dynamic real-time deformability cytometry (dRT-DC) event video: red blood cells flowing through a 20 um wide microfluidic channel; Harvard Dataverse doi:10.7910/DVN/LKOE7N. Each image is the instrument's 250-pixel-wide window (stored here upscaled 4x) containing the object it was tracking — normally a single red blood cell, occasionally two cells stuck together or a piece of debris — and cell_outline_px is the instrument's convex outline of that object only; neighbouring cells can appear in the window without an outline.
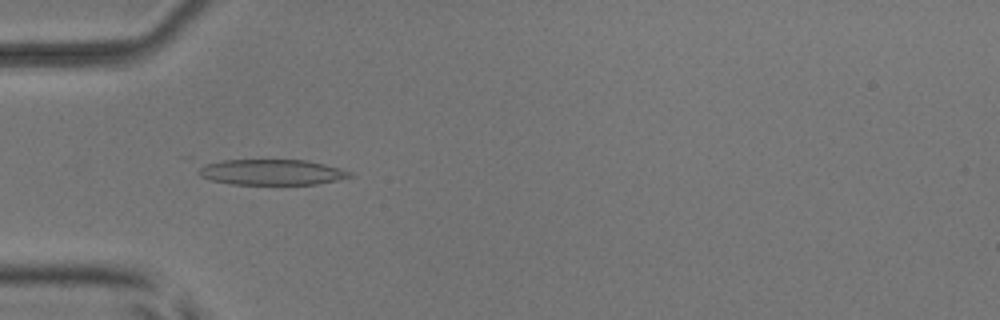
{"species": "common noctule bat (a hibernating species)", "species_latin": "Nyctalus noctula", "temperature_condition": "room temperature", "stored_images_in_passage": 53, "camera_frame_rate_fps": 3000, "um_per_image_px": 0.085, "animal": {"sex": "male", "body_mass_g": 17.9, "forearm_length_mm": 54.2}, "frame": {"image": 1, "passage_image": 17, "time_ms": 5.333, "image_size_px": [1000, 320], "cell_outline_px": [[352, 176], [336, 180], [316, 184], [232, 184], [212, 180], [200, 176], [196, 172], [200, 160], [304, 160], [324, 164], [352, 172]], "centroid_in_image_um": [22.93, 14.61], "position_along_channel_um": 62.1, "area_um2": 22.89}}
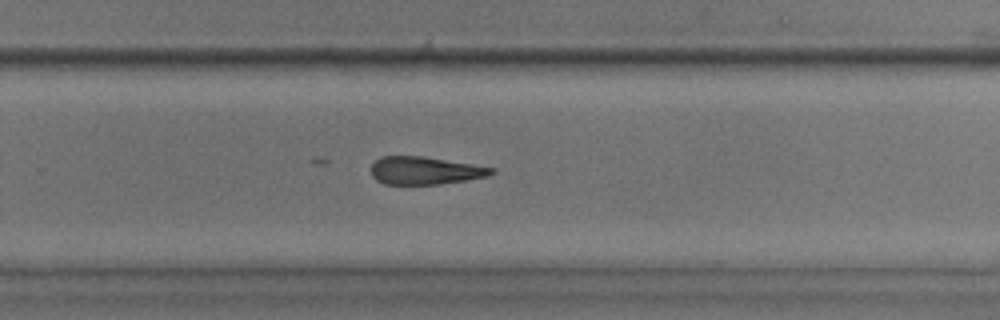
{"frame": {"image": 2, "passage_image": 35, "time_ms": 11.333, "image_size_px": [1000, 320], "cell_outline_px": [[496, 172], [488, 176], [440, 184], [384, 184], [376, 180], [372, 176], [372, 164], [380, 156], [424, 156], [496, 168]], "centroid_in_image_um": [36.13, 14.49], "position_along_channel_um": 293.7, "area_um2": 19.48}}
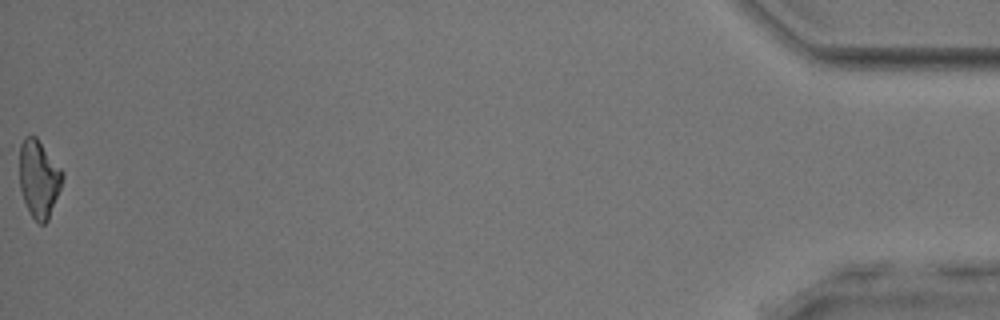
{"frame": {"image": 3, "passage_image": 53, "time_ms": 17.333, "image_size_px": [1000, 320], "cell_outline_px": [[64, 176], [60, 188], [48, 220], [44, 224], [40, 224], [32, 216], [24, 200], [20, 188], [12, 156], [12, 152], [24, 136], [36, 136], [64, 172]], "centroid_in_image_um": [3.17, 15.05], "position_along_channel_um": 432.0, "area_um2": 20.69}, "authors_computed_cell_mechanics": {"area_um2": 22.9466, "velocity_mm_per_s": 3.9243, "shape_relaxation_time_tau1_ms": null, "shape_relaxation_time_tau2_ms": 6.6558, "deformation_change_tau1": null, "deformation_change_tau2": 0.2064}}